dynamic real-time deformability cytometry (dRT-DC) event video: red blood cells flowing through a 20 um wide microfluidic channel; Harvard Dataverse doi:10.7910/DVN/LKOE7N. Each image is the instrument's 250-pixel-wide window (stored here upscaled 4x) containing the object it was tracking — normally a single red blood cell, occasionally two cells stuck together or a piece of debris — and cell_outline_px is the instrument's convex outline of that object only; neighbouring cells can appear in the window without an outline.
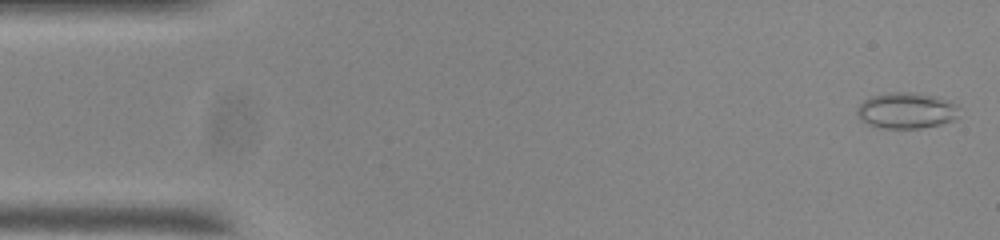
{"species": "common noctule bat (a hibernating species)", "species_latin": "Nyctalus noctula", "temperature_condition": "room temperature", "stored_images_in_passage": 54, "camera_frame_rate_fps": 3000, "um_per_image_px": 0.085, "animal": {"sex": "male", "body_mass_g": 20.0, "forearm_length_mm": 53.3}, "frame": {"image": 1, "passage_image": 2, "time_ms": 0.333, "image_size_px": [1000, 240], "cell_outline_px": [[956, 120], [940, 124], [920, 128], [880, 128], [860, 120], [856, 112], [856, 108], [864, 100], [872, 96], [892, 92], [916, 92], [936, 96], [948, 100], [956, 104]], "centroid_in_image_um": [77.02, 9.39], "position_along_channel_um": 8.0, "area_um2": 21.39}}
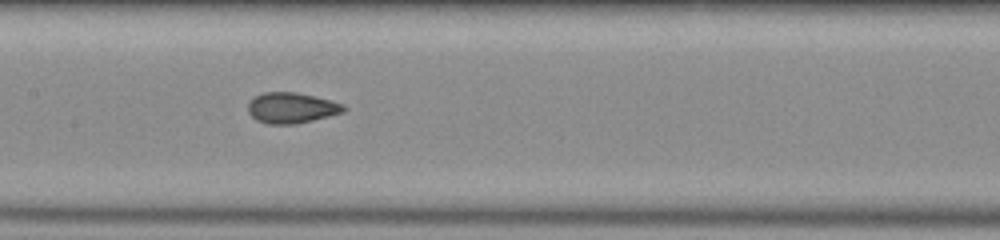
{"frame": {"image": 2, "passage_image": 26, "time_ms": 8.333, "image_size_px": [1000, 240], "cell_outline_px": [[348, 108], [344, 112], [296, 124], [268, 124], [256, 120], [248, 112], [248, 104], [252, 96], [264, 92], [296, 92], [344, 104]], "centroid_in_image_um": [24.75, 9.17], "position_along_channel_um": 182.7, "area_um2": 17.11}}
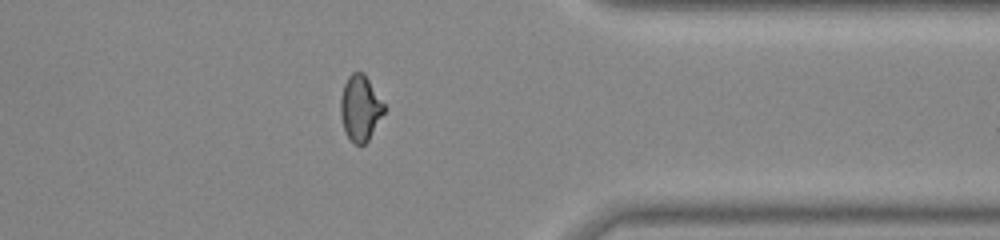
{"frame": {"image": 3, "passage_image": 43, "time_ms": 14.0, "image_size_px": [1000, 240], "cell_outline_px": [[384, 112], [368, 140], [364, 144], [352, 144], [344, 128], [340, 116], [340, 100], [344, 84], [348, 76], [352, 72], [364, 72], [384, 104]], "centroid_in_image_um": [30.6, 9.17], "position_along_channel_um": 380.8, "area_um2": 16.47}, "authors_computed_cell_mechanics": {"area_um2": 17.051, "velocity_mm_per_s": 3.7439, "shape_relaxation_time_tau1_ms": 8.1363, "shape_relaxation_time_tau2_ms": 0.9971, "deformation_change_tau1": 0.1527, "deformation_change_tau2": 0.0591}}